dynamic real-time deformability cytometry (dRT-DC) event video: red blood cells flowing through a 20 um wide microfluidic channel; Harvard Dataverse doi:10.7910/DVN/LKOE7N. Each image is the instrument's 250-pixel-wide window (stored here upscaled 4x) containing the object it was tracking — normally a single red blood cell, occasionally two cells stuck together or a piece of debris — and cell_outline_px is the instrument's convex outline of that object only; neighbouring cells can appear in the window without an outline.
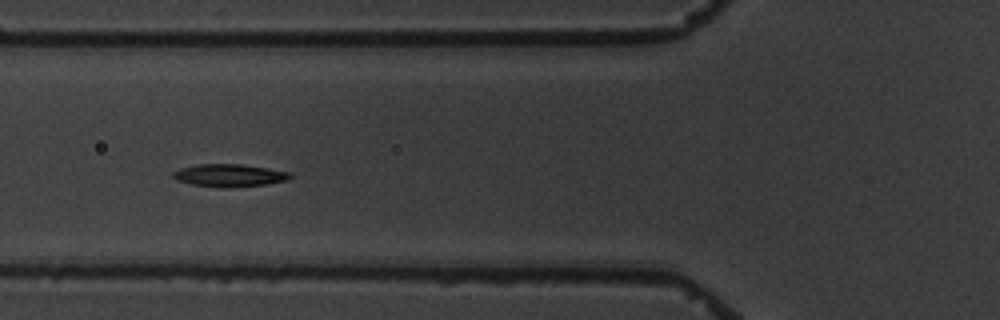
{"species": "common noctule bat (a hibernating species)", "species_latin": "Nyctalus noctula", "temperature_condition": "warm", "stored_images_in_passage": 6, "camera_frame_rate_fps": 3000, "um_per_image_px": 0.085, "animal": {"sex": "male", "body_mass_g": 19.5, "forearm_length_mm": 54.6}, "frame": {"image": 1, "passage_image": 5, "time_ms": 5.667, "image_size_px": [1000, 320], "cell_outline_px": [[292, 176], [288, 180], [264, 184], [228, 188], [220, 188], [192, 184], [176, 180], [172, 176], [172, 172], [180, 168], [196, 164], [244, 164], [288, 172]], "centroid_in_image_um": [19.44, 14.91], "position_along_channel_um": 106.4, "area_um2": 15.43}}
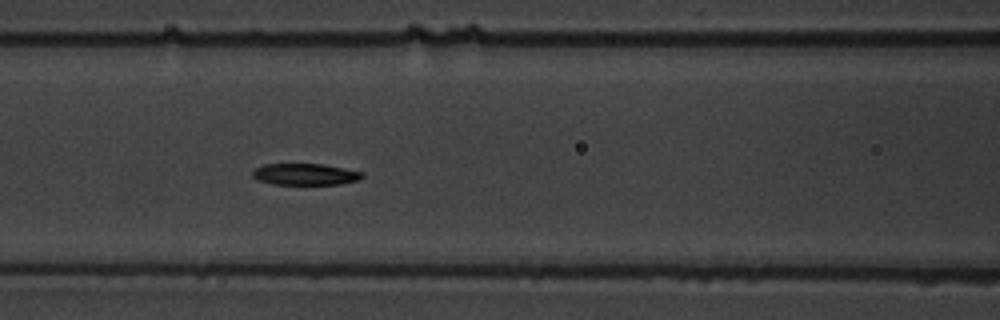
{"frame": {"image": 2, "passage_image": 6, "time_ms": 6.667, "image_size_px": [1000, 320], "cell_outline_px": [[364, 176], [356, 180], [340, 184], [272, 184], [260, 180], [252, 176], [252, 172], [256, 168], [264, 164], [320, 164], [364, 172]], "centroid_in_image_um": [25.93, 14.81], "position_along_channel_um": 140.7, "area_um2": 13.53}}